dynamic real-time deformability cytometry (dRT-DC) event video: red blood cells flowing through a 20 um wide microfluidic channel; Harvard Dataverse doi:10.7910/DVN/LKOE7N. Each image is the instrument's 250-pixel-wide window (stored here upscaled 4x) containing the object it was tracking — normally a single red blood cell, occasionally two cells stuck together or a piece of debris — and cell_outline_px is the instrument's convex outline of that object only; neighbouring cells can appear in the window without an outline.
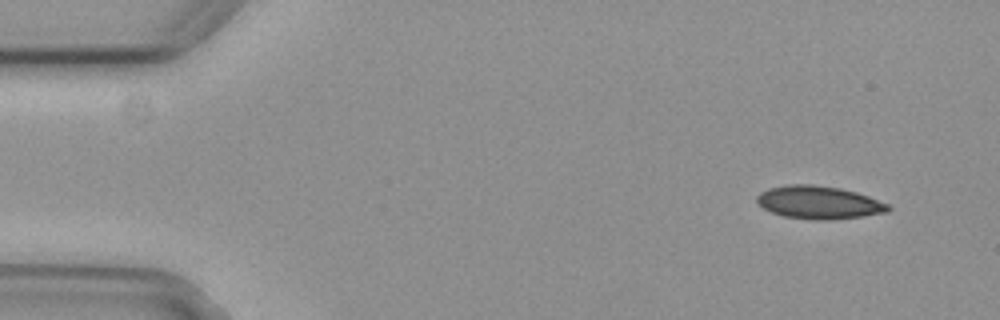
{"species": "common noctule bat (a hibernating species)", "species_latin": "Nyctalus noctula", "temperature_condition": "cold", "stored_images_in_passage": 4, "camera_frame_rate_fps": 3000, "um_per_image_px": 0.085, "animal": {"sex": "female", "body_mass_g": 29.2, "forearm_length_mm": 56.3}, "frame": {"image": 1, "passage_image": 1, "time_ms": 0.0, "image_size_px": [1000, 320], "cell_outline_px": [[892, 208], [888, 212], [864, 216], [828, 220], [816, 220], [784, 216], [772, 212], [756, 204], [756, 196], [760, 192], [768, 188], [788, 184], [812, 184], [840, 188], [856, 192], [868, 196], [888, 204]], "centroid_in_image_um": [69.59, 17.2], "position_along_channel_um": 15.4, "area_um2": 25.32}}
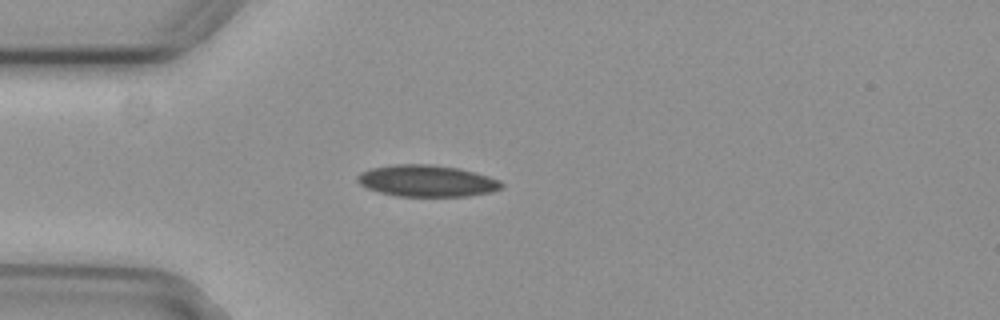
{"frame": {"image": 2, "passage_image": 3, "time_ms": 0.667, "image_size_px": [1000, 320], "cell_outline_px": [[504, 188], [492, 192], [468, 196], [396, 196], [380, 192], [368, 188], [360, 184], [356, 180], [356, 176], [360, 172], [372, 168], [396, 164], [432, 164], [456, 168], [488, 176], [500, 180], [504, 184]], "centroid_in_image_um": [36.29, 15.38], "position_along_channel_um": 48.7, "area_um2": 26.53}}